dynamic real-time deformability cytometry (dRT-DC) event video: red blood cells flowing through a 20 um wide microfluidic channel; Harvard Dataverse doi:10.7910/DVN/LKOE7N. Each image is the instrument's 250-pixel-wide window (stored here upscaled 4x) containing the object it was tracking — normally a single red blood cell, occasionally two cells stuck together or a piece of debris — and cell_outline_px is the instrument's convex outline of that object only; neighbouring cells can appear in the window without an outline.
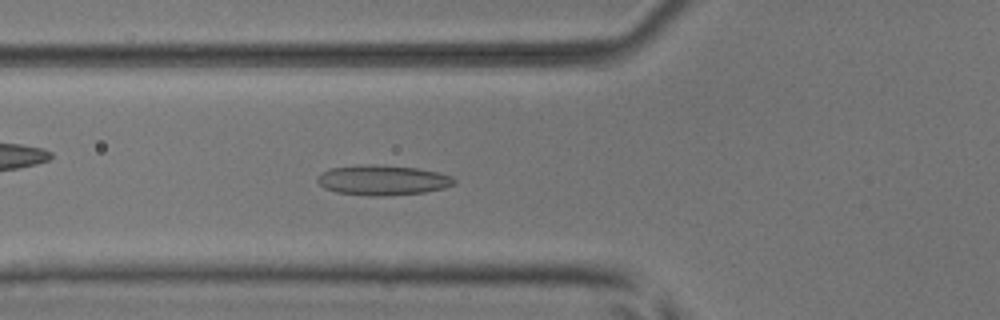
{"species": "common noctule bat (a hibernating species)", "species_latin": "Nyctalus noctula", "temperature_condition": "room temperature", "stored_images_in_passage": 29, "camera_frame_rate_fps": 3000, "um_per_image_px": 0.085, "animal": {"sex": "male", "body_mass_g": 17.9, "forearm_length_mm": 54.2}, "frame": {"image": 1, "passage_image": 13, "time_ms": 4.0, "image_size_px": [1000, 320], "cell_outline_px": [[456, 184], [444, 188], [424, 192], [384, 196], [372, 196], [336, 192], [324, 188], [316, 180], [316, 176], [320, 172], [328, 168], [364, 164], [372, 164], [416, 168], [440, 172], [452, 176], [456, 180]], "centroid_in_image_um": [32.51, 15.3], "position_along_channel_um": 93.3, "area_um2": 24.22}}
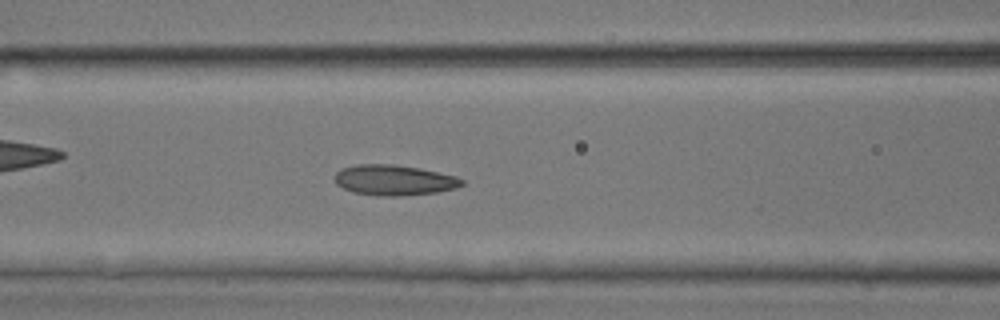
{"frame": {"image": 2, "passage_image": 16, "time_ms": 5.0, "image_size_px": [1000, 320], "cell_outline_px": [[464, 184], [456, 188], [436, 192], [400, 196], [380, 196], [352, 192], [336, 184], [336, 172], [340, 168], [356, 164], [392, 164], [420, 168], [456, 176], [464, 180]], "centroid_in_image_um": [33.49, 15.3], "position_along_channel_um": 133.1, "area_um2": 22.6}}
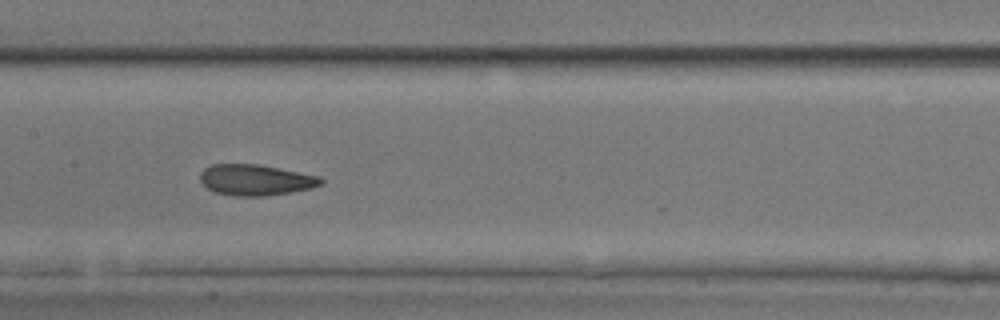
{"frame": {"image": 3, "passage_image": 20, "time_ms": 6.333, "image_size_px": [1000, 320], "cell_outline_px": [[324, 184], [312, 188], [264, 196], [232, 196], [216, 192], [208, 188], [200, 180], [200, 172], [204, 168], [212, 164], [260, 164], [320, 176], [324, 180]], "centroid_in_image_um": [21.75, 15.29], "position_along_channel_um": 185.7, "area_um2": 21.85}}